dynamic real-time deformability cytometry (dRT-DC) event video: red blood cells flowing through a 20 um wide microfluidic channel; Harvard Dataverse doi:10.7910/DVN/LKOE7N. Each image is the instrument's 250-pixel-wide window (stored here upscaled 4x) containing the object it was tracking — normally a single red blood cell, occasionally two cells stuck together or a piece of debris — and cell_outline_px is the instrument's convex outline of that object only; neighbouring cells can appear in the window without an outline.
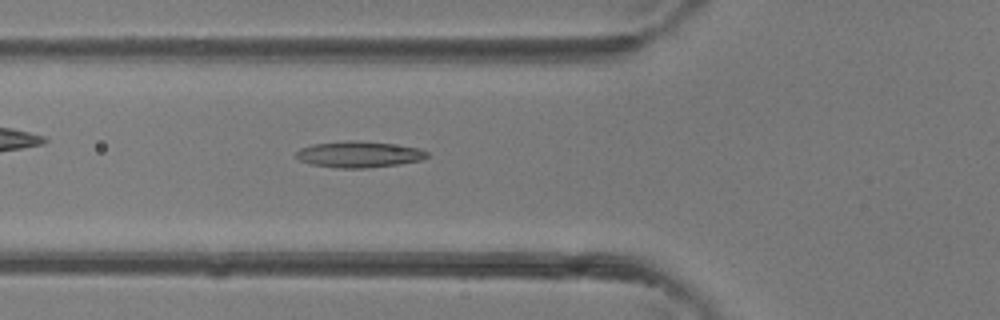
{"species": "common noctule bat (a hibernating species)", "species_latin": "Nyctalus noctula", "temperature_condition": "room temperature", "stored_images_in_passage": 37, "camera_frame_rate_fps": 3000, "um_per_image_px": 0.085, "animal": {"sex": "female"}, "frame": {"image": 1, "passage_image": 13, "time_ms": 4.0, "image_size_px": [1000, 320], "cell_outline_px": [[428, 156], [420, 160], [400, 164], [364, 168], [336, 168], [312, 164], [300, 160], [296, 156], [296, 152], [300, 148], [312, 144], [344, 140], [356, 140], [392, 144], [420, 148], [428, 152]], "centroid_in_image_um": [30.5, 13.11], "position_along_channel_um": 95.3, "area_um2": 20.0}}
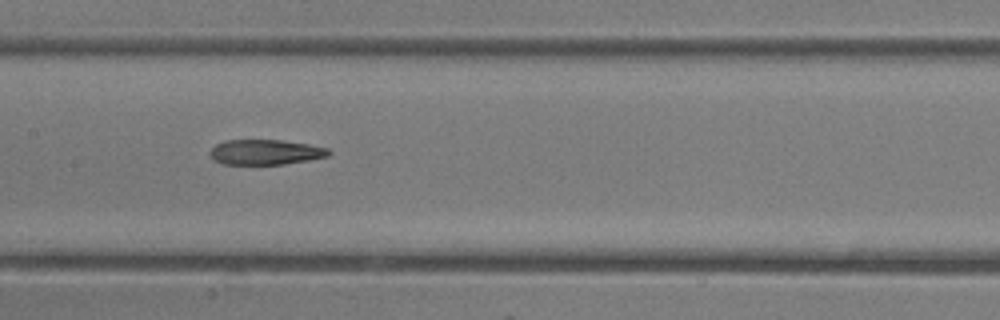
{"frame": {"image": 2, "passage_image": 18, "time_ms": 5.667, "image_size_px": [1000, 320], "cell_outline_px": [[332, 152], [328, 156], [308, 160], [284, 164], [224, 164], [212, 160], [208, 152], [216, 144], [224, 140], [284, 140], [308, 144], [328, 148]], "centroid_in_image_um": [22.54, 12.93], "position_along_channel_um": 184.9, "area_um2": 17.51}}
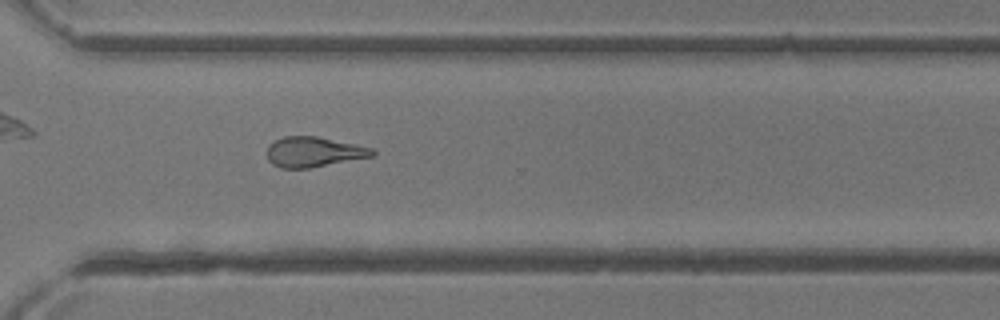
{"frame": {"image": 3, "passage_image": 27, "time_ms": 8.667, "image_size_px": [1000, 320], "cell_outline_px": [[376, 156], [308, 168], [280, 168], [272, 164], [268, 160], [268, 144], [284, 136], [316, 136], [356, 144], [372, 148], [376, 152]], "centroid_in_image_um": [26.69, 12.91], "position_along_channel_um": 343.9, "area_um2": 18.55}}